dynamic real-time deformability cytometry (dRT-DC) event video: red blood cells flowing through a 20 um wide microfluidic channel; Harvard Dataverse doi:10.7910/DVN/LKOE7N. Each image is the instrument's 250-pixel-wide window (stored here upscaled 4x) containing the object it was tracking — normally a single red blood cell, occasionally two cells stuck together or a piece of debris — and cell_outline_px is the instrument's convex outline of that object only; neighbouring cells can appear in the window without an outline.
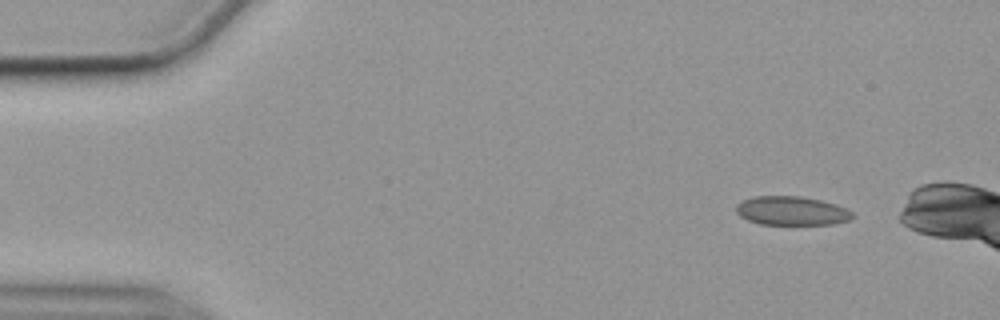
{"species": "common noctule bat (a hibernating species)", "species_latin": "Nyctalus noctula", "temperature_condition": "cold", "stored_images_in_passage": 45, "camera_frame_rate_fps": 3000, "um_per_image_px": 0.085, "animal": {"sex": "female", "body_mass_g": 19.9}, "frame": {"image": 1, "passage_image": 1, "time_ms": 0.0, "image_size_px": [1000, 320], "cell_outline_px": [[856, 216], [852, 220], [836, 224], [760, 224], [748, 220], [740, 216], [736, 212], [736, 204], [744, 200], [756, 196], [800, 196], [820, 200], [836, 204], [848, 208]], "centroid_in_image_um": [67.35, 17.92], "position_along_channel_um": 17.6, "area_um2": 19.77}}
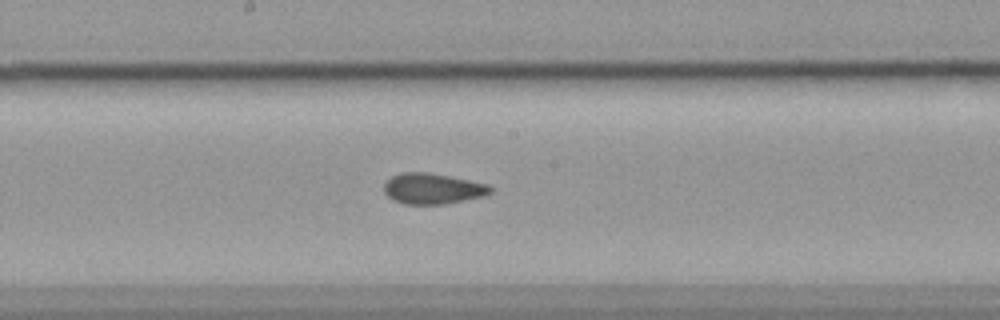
{"frame": {"image": 2, "passage_image": 25, "time_ms": 8.0, "image_size_px": [1000, 320], "cell_outline_px": [[492, 192], [484, 196], [444, 204], [404, 204], [392, 200], [384, 192], [384, 180], [400, 172], [428, 172], [488, 184], [492, 188]], "centroid_in_image_um": [36.73, 16.03], "position_along_channel_um": 211.5, "area_um2": 19.13}}
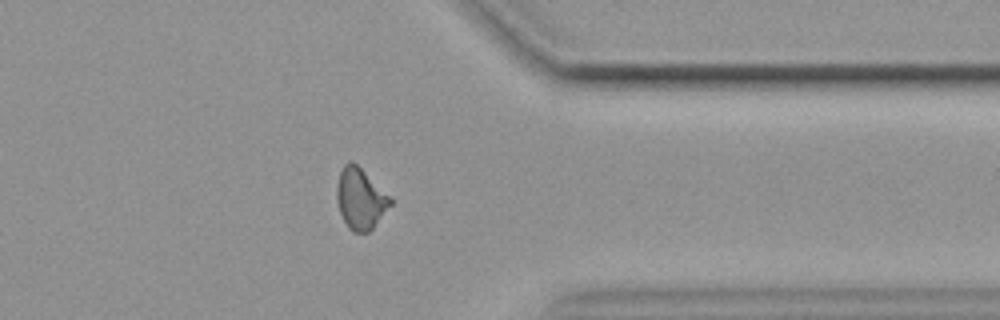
{"frame": {"image": 3, "passage_image": 40, "time_ms": 13.0, "image_size_px": [1000, 320], "cell_outline_px": [[392, 204], [372, 228], [368, 232], [352, 232], [348, 228], [340, 212], [336, 200], [336, 184], [340, 172], [344, 164], [352, 160], [392, 200]], "centroid_in_image_um": [30.59, 16.9], "position_along_channel_um": 380.8, "area_um2": 18.61}}